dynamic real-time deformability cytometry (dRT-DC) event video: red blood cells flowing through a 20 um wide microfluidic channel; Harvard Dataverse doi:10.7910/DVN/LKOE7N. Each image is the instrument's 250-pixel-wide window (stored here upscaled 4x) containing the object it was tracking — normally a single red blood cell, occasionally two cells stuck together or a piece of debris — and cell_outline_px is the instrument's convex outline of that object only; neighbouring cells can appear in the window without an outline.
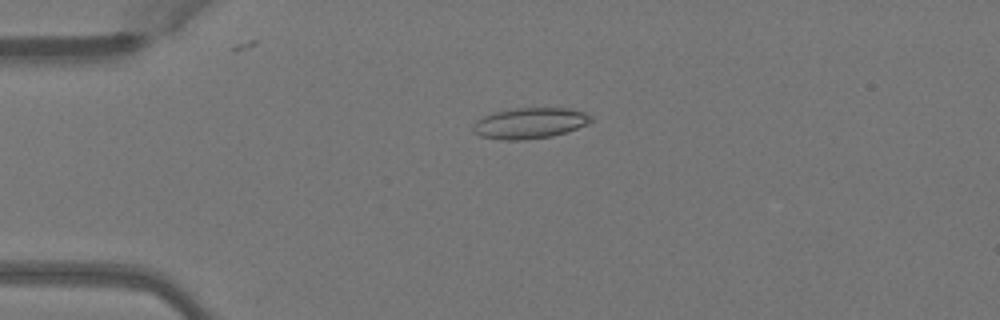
{"species": "Egyptian fruit bat (a non-hibernating species)", "species_latin": "Rousettus aegyptiacus", "temperature_condition": "warm", "stored_images_in_passage": 17, "camera_frame_rate_fps": 3000, "um_per_image_px": 0.085, "animal": {"sex": "female"}, "frame": {"image": 1, "passage_image": 12, "time_ms": 3.667, "image_size_px": [1000, 320], "cell_outline_px": [[592, 120], [588, 124], [552, 136], [524, 140], [504, 140], [480, 136], [472, 132], [472, 124], [476, 120], [492, 112], [516, 108], [568, 108], [584, 112], [592, 116]], "centroid_in_image_um": [44.99, 10.46], "position_along_channel_um": 40.0, "area_um2": 21.27}}